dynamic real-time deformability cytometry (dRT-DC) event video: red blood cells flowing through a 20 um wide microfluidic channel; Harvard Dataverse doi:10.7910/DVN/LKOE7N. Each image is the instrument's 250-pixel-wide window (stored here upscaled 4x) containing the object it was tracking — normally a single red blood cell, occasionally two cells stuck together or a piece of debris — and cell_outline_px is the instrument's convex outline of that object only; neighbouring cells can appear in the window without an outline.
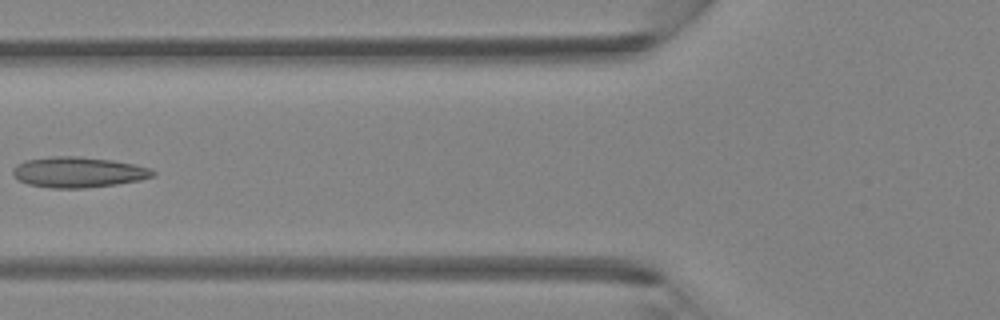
{"species": "Egyptian fruit bat (a non-hibernating species)", "species_latin": "Rousettus aegyptiacus", "temperature_condition": "room temperature", "stored_images_in_passage": 5, "camera_frame_rate_fps": 3000, "um_per_image_px": 0.085, "animal": {"sex": "female"}, "frame": {"image": 1, "passage_image": 5, "time_ms": 1.333, "image_size_px": [1000, 320], "cell_outline_px": [[156, 172], [152, 176], [140, 180], [116, 184], [84, 188], [48, 188], [28, 184], [16, 180], [12, 176], [12, 168], [16, 164], [24, 160], [52, 156], [80, 156], [112, 160], [152, 168]], "centroid_in_image_um": [6.59, 14.63], "position_along_channel_um": 119.2, "area_um2": 25.2}}